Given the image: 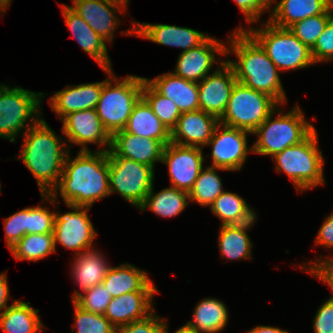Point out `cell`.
I'll return each instance as SVG.
<instances>
[{"label": "cell", "mask_w": 333, "mask_h": 333, "mask_svg": "<svg viewBox=\"0 0 333 333\" xmlns=\"http://www.w3.org/2000/svg\"><path fill=\"white\" fill-rule=\"evenodd\" d=\"M328 286L333 289V280L328 284Z\"/></svg>", "instance_id": "cell-53"}, {"label": "cell", "mask_w": 333, "mask_h": 333, "mask_svg": "<svg viewBox=\"0 0 333 333\" xmlns=\"http://www.w3.org/2000/svg\"><path fill=\"white\" fill-rule=\"evenodd\" d=\"M75 333H118L113 324L102 314L88 312L74 301Z\"/></svg>", "instance_id": "cell-38"}, {"label": "cell", "mask_w": 333, "mask_h": 333, "mask_svg": "<svg viewBox=\"0 0 333 333\" xmlns=\"http://www.w3.org/2000/svg\"><path fill=\"white\" fill-rule=\"evenodd\" d=\"M110 194L118 193L138 209L154 182V168L124 157H108Z\"/></svg>", "instance_id": "cell-10"}, {"label": "cell", "mask_w": 333, "mask_h": 333, "mask_svg": "<svg viewBox=\"0 0 333 333\" xmlns=\"http://www.w3.org/2000/svg\"><path fill=\"white\" fill-rule=\"evenodd\" d=\"M262 29L247 28L280 71L296 70L314 64L311 49L303 44L289 28L278 27L269 21Z\"/></svg>", "instance_id": "cell-7"}, {"label": "cell", "mask_w": 333, "mask_h": 333, "mask_svg": "<svg viewBox=\"0 0 333 333\" xmlns=\"http://www.w3.org/2000/svg\"><path fill=\"white\" fill-rule=\"evenodd\" d=\"M63 5L60 7L62 8V16L65 18V24L82 47V50L88 53L102 69L111 68L112 64L108 55L106 41L68 5Z\"/></svg>", "instance_id": "cell-23"}, {"label": "cell", "mask_w": 333, "mask_h": 333, "mask_svg": "<svg viewBox=\"0 0 333 333\" xmlns=\"http://www.w3.org/2000/svg\"><path fill=\"white\" fill-rule=\"evenodd\" d=\"M313 322L314 333H333V294L319 307Z\"/></svg>", "instance_id": "cell-44"}, {"label": "cell", "mask_w": 333, "mask_h": 333, "mask_svg": "<svg viewBox=\"0 0 333 333\" xmlns=\"http://www.w3.org/2000/svg\"><path fill=\"white\" fill-rule=\"evenodd\" d=\"M315 243L325 248H333V213L330 214L320 227Z\"/></svg>", "instance_id": "cell-47"}, {"label": "cell", "mask_w": 333, "mask_h": 333, "mask_svg": "<svg viewBox=\"0 0 333 333\" xmlns=\"http://www.w3.org/2000/svg\"><path fill=\"white\" fill-rule=\"evenodd\" d=\"M220 67L197 83L199 109L218 119L224 114L232 88L237 82L233 68L226 61Z\"/></svg>", "instance_id": "cell-15"}, {"label": "cell", "mask_w": 333, "mask_h": 333, "mask_svg": "<svg viewBox=\"0 0 333 333\" xmlns=\"http://www.w3.org/2000/svg\"><path fill=\"white\" fill-rule=\"evenodd\" d=\"M210 208L213 214L222 220L221 225L250 223L257 218L243 198L228 191H223Z\"/></svg>", "instance_id": "cell-32"}, {"label": "cell", "mask_w": 333, "mask_h": 333, "mask_svg": "<svg viewBox=\"0 0 333 333\" xmlns=\"http://www.w3.org/2000/svg\"><path fill=\"white\" fill-rule=\"evenodd\" d=\"M247 333H289V332L285 331L283 329H280V328L261 325V326L254 327Z\"/></svg>", "instance_id": "cell-49"}, {"label": "cell", "mask_w": 333, "mask_h": 333, "mask_svg": "<svg viewBox=\"0 0 333 333\" xmlns=\"http://www.w3.org/2000/svg\"><path fill=\"white\" fill-rule=\"evenodd\" d=\"M333 17L332 5L323 13L305 18L289 27V30L310 49Z\"/></svg>", "instance_id": "cell-37"}, {"label": "cell", "mask_w": 333, "mask_h": 333, "mask_svg": "<svg viewBox=\"0 0 333 333\" xmlns=\"http://www.w3.org/2000/svg\"><path fill=\"white\" fill-rule=\"evenodd\" d=\"M276 108L252 133L258 136L249 153L273 157L285 148L305 140L315 127L306 121L304 112L296 104L293 110L283 113ZM273 120V114H277Z\"/></svg>", "instance_id": "cell-5"}, {"label": "cell", "mask_w": 333, "mask_h": 333, "mask_svg": "<svg viewBox=\"0 0 333 333\" xmlns=\"http://www.w3.org/2000/svg\"><path fill=\"white\" fill-rule=\"evenodd\" d=\"M332 5V0H280L268 21L281 28L318 14H323Z\"/></svg>", "instance_id": "cell-26"}, {"label": "cell", "mask_w": 333, "mask_h": 333, "mask_svg": "<svg viewBox=\"0 0 333 333\" xmlns=\"http://www.w3.org/2000/svg\"><path fill=\"white\" fill-rule=\"evenodd\" d=\"M43 94L18 86L0 85V137L15 142L22 129L26 132L40 120ZM28 120L30 124H27Z\"/></svg>", "instance_id": "cell-9"}, {"label": "cell", "mask_w": 333, "mask_h": 333, "mask_svg": "<svg viewBox=\"0 0 333 333\" xmlns=\"http://www.w3.org/2000/svg\"><path fill=\"white\" fill-rule=\"evenodd\" d=\"M311 264V265H310ZM305 267V268H304ZM303 270L309 272V274L315 276L317 279H320L322 282L327 285L333 280V258H321L317 261L307 264V266H301Z\"/></svg>", "instance_id": "cell-46"}, {"label": "cell", "mask_w": 333, "mask_h": 333, "mask_svg": "<svg viewBox=\"0 0 333 333\" xmlns=\"http://www.w3.org/2000/svg\"><path fill=\"white\" fill-rule=\"evenodd\" d=\"M228 42L231 48L226 46V55L234 52L238 60L226 62L233 68L237 82L268 94L281 105L285 104L286 96L278 72L280 70L260 44L242 26L234 30Z\"/></svg>", "instance_id": "cell-2"}, {"label": "cell", "mask_w": 333, "mask_h": 333, "mask_svg": "<svg viewBox=\"0 0 333 333\" xmlns=\"http://www.w3.org/2000/svg\"><path fill=\"white\" fill-rule=\"evenodd\" d=\"M167 333H169V332L167 331ZM174 333H190V332L186 331L183 327H181Z\"/></svg>", "instance_id": "cell-51"}, {"label": "cell", "mask_w": 333, "mask_h": 333, "mask_svg": "<svg viewBox=\"0 0 333 333\" xmlns=\"http://www.w3.org/2000/svg\"><path fill=\"white\" fill-rule=\"evenodd\" d=\"M123 130L142 138L147 137L159 140L164 145L171 142V132L156 117L151 106L143 97L133 107L129 120Z\"/></svg>", "instance_id": "cell-27"}, {"label": "cell", "mask_w": 333, "mask_h": 333, "mask_svg": "<svg viewBox=\"0 0 333 333\" xmlns=\"http://www.w3.org/2000/svg\"><path fill=\"white\" fill-rule=\"evenodd\" d=\"M280 105L266 93L236 82L219 123L251 134Z\"/></svg>", "instance_id": "cell-8"}, {"label": "cell", "mask_w": 333, "mask_h": 333, "mask_svg": "<svg viewBox=\"0 0 333 333\" xmlns=\"http://www.w3.org/2000/svg\"><path fill=\"white\" fill-rule=\"evenodd\" d=\"M246 16L248 24L258 21L261 14L267 11L276 0H234Z\"/></svg>", "instance_id": "cell-45"}, {"label": "cell", "mask_w": 333, "mask_h": 333, "mask_svg": "<svg viewBox=\"0 0 333 333\" xmlns=\"http://www.w3.org/2000/svg\"><path fill=\"white\" fill-rule=\"evenodd\" d=\"M6 245L11 249L27 234V208L4 219Z\"/></svg>", "instance_id": "cell-41"}, {"label": "cell", "mask_w": 333, "mask_h": 333, "mask_svg": "<svg viewBox=\"0 0 333 333\" xmlns=\"http://www.w3.org/2000/svg\"><path fill=\"white\" fill-rule=\"evenodd\" d=\"M311 54L315 64L330 61L333 58V17L311 48Z\"/></svg>", "instance_id": "cell-43"}, {"label": "cell", "mask_w": 333, "mask_h": 333, "mask_svg": "<svg viewBox=\"0 0 333 333\" xmlns=\"http://www.w3.org/2000/svg\"><path fill=\"white\" fill-rule=\"evenodd\" d=\"M22 134L24 142L18 159L37 180L40 194H51L59 183L68 146L43 118Z\"/></svg>", "instance_id": "cell-3"}, {"label": "cell", "mask_w": 333, "mask_h": 333, "mask_svg": "<svg viewBox=\"0 0 333 333\" xmlns=\"http://www.w3.org/2000/svg\"><path fill=\"white\" fill-rule=\"evenodd\" d=\"M254 225V222L233 225H221L219 231V248L222 258L229 261L250 259L252 243L247 230Z\"/></svg>", "instance_id": "cell-31"}, {"label": "cell", "mask_w": 333, "mask_h": 333, "mask_svg": "<svg viewBox=\"0 0 333 333\" xmlns=\"http://www.w3.org/2000/svg\"><path fill=\"white\" fill-rule=\"evenodd\" d=\"M222 127V128H220ZM248 131L219 123L206 146H212V167L227 171L240 170L248 154Z\"/></svg>", "instance_id": "cell-12"}, {"label": "cell", "mask_w": 333, "mask_h": 333, "mask_svg": "<svg viewBox=\"0 0 333 333\" xmlns=\"http://www.w3.org/2000/svg\"><path fill=\"white\" fill-rule=\"evenodd\" d=\"M10 298L9 287L7 281V274L0 273V310H5L10 305H7V301Z\"/></svg>", "instance_id": "cell-48"}, {"label": "cell", "mask_w": 333, "mask_h": 333, "mask_svg": "<svg viewBox=\"0 0 333 333\" xmlns=\"http://www.w3.org/2000/svg\"><path fill=\"white\" fill-rule=\"evenodd\" d=\"M74 259L71 272L83 292L101 284L110 268L95 248L77 254Z\"/></svg>", "instance_id": "cell-29"}, {"label": "cell", "mask_w": 333, "mask_h": 333, "mask_svg": "<svg viewBox=\"0 0 333 333\" xmlns=\"http://www.w3.org/2000/svg\"><path fill=\"white\" fill-rule=\"evenodd\" d=\"M158 291H133L112 298L104 316L119 330L121 327L146 318L154 309L152 299Z\"/></svg>", "instance_id": "cell-21"}, {"label": "cell", "mask_w": 333, "mask_h": 333, "mask_svg": "<svg viewBox=\"0 0 333 333\" xmlns=\"http://www.w3.org/2000/svg\"><path fill=\"white\" fill-rule=\"evenodd\" d=\"M69 6L106 42L114 38V31L120 25L116 13H125L127 5L112 0H72ZM116 12V13H115Z\"/></svg>", "instance_id": "cell-17"}, {"label": "cell", "mask_w": 333, "mask_h": 333, "mask_svg": "<svg viewBox=\"0 0 333 333\" xmlns=\"http://www.w3.org/2000/svg\"><path fill=\"white\" fill-rule=\"evenodd\" d=\"M219 119L200 109L183 112L176 126L171 131V142L182 145L203 148L211 139ZM182 137L185 140H182Z\"/></svg>", "instance_id": "cell-20"}, {"label": "cell", "mask_w": 333, "mask_h": 333, "mask_svg": "<svg viewBox=\"0 0 333 333\" xmlns=\"http://www.w3.org/2000/svg\"><path fill=\"white\" fill-rule=\"evenodd\" d=\"M216 168L207 166L199 173L192 190L189 192V201L199 203L201 206H211L224 191L221 178L216 173Z\"/></svg>", "instance_id": "cell-35"}, {"label": "cell", "mask_w": 333, "mask_h": 333, "mask_svg": "<svg viewBox=\"0 0 333 333\" xmlns=\"http://www.w3.org/2000/svg\"><path fill=\"white\" fill-rule=\"evenodd\" d=\"M86 83L79 85H67L65 89L55 92L49 99V105L62 120L71 112L96 109L103 83Z\"/></svg>", "instance_id": "cell-22"}, {"label": "cell", "mask_w": 333, "mask_h": 333, "mask_svg": "<svg viewBox=\"0 0 333 333\" xmlns=\"http://www.w3.org/2000/svg\"><path fill=\"white\" fill-rule=\"evenodd\" d=\"M70 158L68 152L57 187L51 194H41L43 201L56 204L59 190L66 205L91 207L110 194L107 151L80 150L75 159Z\"/></svg>", "instance_id": "cell-1"}, {"label": "cell", "mask_w": 333, "mask_h": 333, "mask_svg": "<svg viewBox=\"0 0 333 333\" xmlns=\"http://www.w3.org/2000/svg\"><path fill=\"white\" fill-rule=\"evenodd\" d=\"M102 284L112 298L133 291H158L146 271L128 263L110 267Z\"/></svg>", "instance_id": "cell-25"}, {"label": "cell", "mask_w": 333, "mask_h": 333, "mask_svg": "<svg viewBox=\"0 0 333 333\" xmlns=\"http://www.w3.org/2000/svg\"><path fill=\"white\" fill-rule=\"evenodd\" d=\"M10 251L15 260L38 261L55 252L53 233L26 234Z\"/></svg>", "instance_id": "cell-34"}, {"label": "cell", "mask_w": 333, "mask_h": 333, "mask_svg": "<svg viewBox=\"0 0 333 333\" xmlns=\"http://www.w3.org/2000/svg\"><path fill=\"white\" fill-rule=\"evenodd\" d=\"M38 312L39 309L32 308L30 302L14 300L0 312V328L5 333H39L44 325Z\"/></svg>", "instance_id": "cell-30"}, {"label": "cell", "mask_w": 333, "mask_h": 333, "mask_svg": "<svg viewBox=\"0 0 333 333\" xmlns=\"http://www.w3.org/2000/svg\"><path fill=\"white\" fill-rule=\"evenodd\" d=\"M215 53L226 55V44L209 36L199 46L181 52L173 73L185 80L198 83L207 76L214 62H218L219 66L224 62L217 61Z\"/></svg>", "instance_id": "cell-18"}, {"label": "cell", "mask_w": 333, "mask_h": 333, "mask_svg": "<svg viewBox=\"0 0 333 333\" xmlns=\"http://www.w3.org/2000/svg\"><path fill=\"white\" fill-rule=\"evenodd\" d=\"M142 97L151 106L156 117L171 132L182 114L176 104L159 94L146 80L142 87Z\"/></svg>", "instance_id": "cell-36"}, {"label": "cell", "mask_w": 333, "mask_h": 333, "mask_svg": "<svg viewBox=\"0 0 333 333\" xmlns=\"http://www.w3.org/2000/svg\"><path fill=\"white\" fill-rule=\"evenodd\" d=\"M82 294L78 290L73 294L72 301L88 312L104 315L112 297L108 289L101 283Z\"/></svg>", "instance_id": "cell-39"}, {"label": "cell", "mask_w": 333, "mask_h": 333, "mask_svg": "<svg viewBox=\"0 0 333 333\" xmlns=\"http://www.w3.org/2000/svg\"><path fill=\"white\" fill-rule=\"evenodd\" d=\"M166 321L155 314V310L146 318L133 321L118 330V333H167Z\"/></svg>", "instance_id": "cell-42"}, {"label": "cell", "mask_w": 333, "mask_h": 333, "mask_svg": "<svg viewBox=\"0 0 333 333\" xmlns=\"http://www.w3.org/2000/svg\"><path fill=\"white\" fill-rule=\"evenodd\" d=\"M145 80L161 95L169 98L180 112L199 109L198 84L175 75L173 72L161 74L154 79Z\"/></svg>", "instance_id": "cell-24"}, {"label": "cell", "mask_w": 333, "mask_h": 333, "mask_svg": "<svg viewBox=\"0 0 333 333\" xmlns=\"http://www.w3.org/2000/svg\"><path fill=\"white\" fill-rule=\"evenodd\" d=\"M55 212L47 206L27 207V234L53 233Z\"/></svg>", "instance_id": "cell-40"}, {"label": "cell", "mask_w": 333, "mask_h": 333, "mask_svg": "<svg viewBox=\"0 0 333 333\" xmlns=\"http://www.w3.org/2000/svg\"><path fill=\"white\" fill-rule=\"evenodd\" d=\"M165 145L156 139L140 137L120 130L111 136V147L108 157H124L138 163L155 167L161 162Z\"/></svg>", "instance_id": "cell-19"}, {"label": "cell", "mask_w": 333, "mask_h": 333, "mask_svg": "<svg viewBox=\"0 0 333 333\" xmlns=\"http://www.w3.org/2000/svg\"><path fill=\"white\" fill-rule=\"evenodd\" d=\"M202 148L169 142L165 145L161 162L169 170L171 186L190 192L203 169Z\"/></svg>", "instance_id": "cell-13"}, {"label": "cell", "mask_w": 333, "mask_h": 333, "mask_svg": "<svg viewBox=\"0 0 333 333\" xmlns=\"http://www.w3.org/2000/svg\"><path fill=\"white\" fill-rule=\"evenodd\" d=\"M317 142V132L314 130L299 144L289 146L272 157L276 162L275 170L287 174L299 192L325 184V160Z\"/></svg>", "instance_id": "cell-6"}, {"label": "cell", "mask_w": 333, "mask_h": 333, "mask_svg": "<svg viewBox=\"0 0 333 333\" xmlns=\"http://www.w3.org/2000/svg\"><path fill=\"white\" fill-rule=\"evenodd\" d=\"M103 71L109 78L103 83L96 111L103 128L112 136L125 128L133 107L142 97L145 77L128 75L118 80L111 68Z\"/></svg>", "instance_id": "cell-4"}, {"label": "cell", "mask_w": 333, "mask_h": 333, "mask_svg": "<svg viewBox=\"0 0 333 333\" xmlns=\"http://www.w3.org/2000/svg\"><path fill=\"white\" fill-rule=\"evenodd\" d=\"M61 121V131L68 139L66 141L82 146L81 151H89V143L105 147L100 151L106 152L110 149L111 136L103 128L96 109L71 112Z\"/></svg>", "instance_id": "cell-14"}, {"label": "cell", "mask_w": 333, "mask_h": 333, "mask_svg": "<svg viewBox=\"0 0 333 333\" xmlns=\"http://www.w3.org/2000/svg\"><path fill=\"white\" fill-rule=\"evenodd\" d=\"M67 206L74 211L62 215L57 211L55 213L54 247L56 251V243L58 242L63 247L76 251L77 255L92 248L97 233L87 214V210L91 207L72 204H67Z\"/></svg>", "instance_id": "cell-11"}, {"label": "cell", "mask_w": 333, "mask_h": 333, "mask_svg": "<svg viewBox=\"0 0 333 333\" xmlns=\"http://www.w3.org/2000/svg\"><path fill=\"white\" fill-rule=\"evenodd\" d=\"M189 204V193L174 187L164 188L155 193L149 191L139 209L144 211L150 209L161 217H174L180 214Z\"/></svg>", "instance_id": "cell-33"}, {"label": "cell", "mask_w": 333, "mask_h": 333, "mask_svg": "<svg viewBox=\"0 0 333 333\" xmlns=\"http://www.w3.org/2000/svg\"><path fill=\"white\" fill-rule=\"evenodd\" d=\"M193 319L182 326L190 333H218L228 322L225 304L216 298H205L196 305Z\"/></svg>", "instance_id": "cell-28"}, {"label": "cell", "mask_w": 333, "mask_h": 333, "mask_svg": "<svg viewBox=\"0 0 333 333\" xmlns=\"http://www.w3.org/2000/svg\"><path fill=\"white\" fill-rule=\"evenodd\" d=\"M112 1H117V2L123 3L125 5H128V3H129V0H112Z\"/></svg>", "instance_id": "cell-52"}, {"label": "cell", "mask_w": 333, "mask_h": 333, "mask_svg": "<svg viewBox=\"0 0 333 333\" xmlns=\"http://www.w3.org/2000/svg\"><path fill=\"white\" fill-rule=\"evenodd\" d=\"M133 27L124 30L125 35H135L154 43L182 48L186 52L202 44L209 36L188 27L168 24H149L133 21Z\"/></svg>", "instance_id": "cell-16"}, {"label": "cell", "mask_w": 333, "mask_h": 333, "mask_svg": "<svg viewBox=\"0 0 333 333\" xmlns=\"http://www.w3.org/2000/svg\"><path fill=\"white\" fill-rule=\"evenodd\" d=\"M10 3H11V0H0V14L3 12H5V10H7V8L9 7L10 8Z\"/></svg>", "instance_id": "cell-50"}]
</instances>
